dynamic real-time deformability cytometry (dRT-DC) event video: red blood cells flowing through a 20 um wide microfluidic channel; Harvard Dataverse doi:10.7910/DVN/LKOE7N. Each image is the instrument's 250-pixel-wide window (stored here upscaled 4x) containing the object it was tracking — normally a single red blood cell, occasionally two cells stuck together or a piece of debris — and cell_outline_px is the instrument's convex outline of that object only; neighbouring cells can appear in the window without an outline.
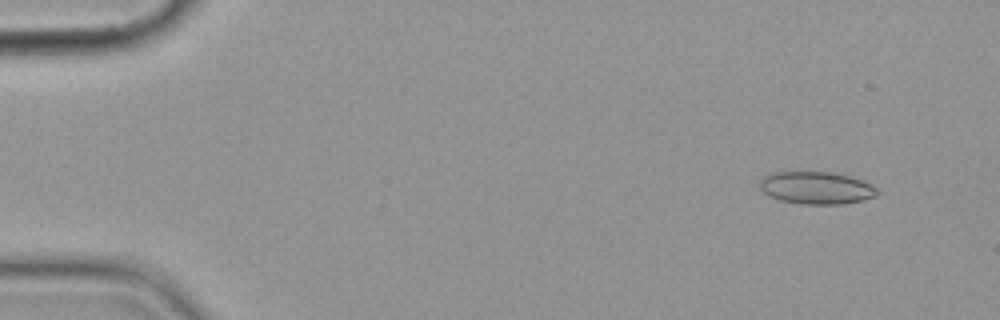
{"species": "common noctule bat (a hibernating species)", "species_latin": "Nyctalus noctula", "temperature_condition": "cold", "stored_images_in_passage": 4, "camera_frame_rate_fps": 3000, "um_per_image_px": 0.085, "animal": {"sex": "female", "body_mass_g": 19.9}, "frame": {"image": 1, "passage_image": 1, "time_ms": 0.0, "image_size_px": [1000, 320], "cell_outline_px": [[880, 192], [876, 196], [864, 200], [840, 204], [800, 204], [780, 200], [764, 192], [760, 188], [760, 180], [764, 176], [776, 172], [832, 172], [848, 176], [860, 180], [876, 188]], "centroid_in_image_um": [69.39, 15.97], "position_along_channel_um": 15.6, "area_um2": 21.96}}